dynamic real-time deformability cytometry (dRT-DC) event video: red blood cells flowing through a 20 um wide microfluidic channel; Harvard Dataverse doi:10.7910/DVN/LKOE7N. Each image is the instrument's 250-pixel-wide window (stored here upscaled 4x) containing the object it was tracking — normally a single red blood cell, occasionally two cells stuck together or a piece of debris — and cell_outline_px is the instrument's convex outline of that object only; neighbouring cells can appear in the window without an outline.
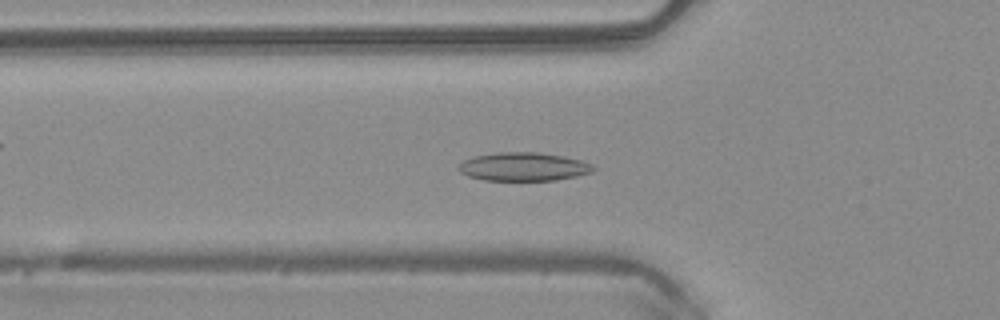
{"species": "common noctule bat (a hibernating species)", "species_latin": "Nyctalus noctula", "temperature_condition": "warm", "stored_images_in_passage": 50, "camera_frame_rate_fps": 3000, "um_per_image_px": 0.085, "animal": {"sex": "male", "body_mass_g": 20.4}, "frame": {"image": 1, "passage_image": 17, "time_ms": 5.333, "image_size_px": [1000, 320], "cell_outline_px": [[596, 168], [592, 172], [576, 176], [556, 180], [484, 180], [468, 176], [460, 172], [456, 168], [464, 160], [476, 156], [500, 152], [540, 152], [564, 156], [580, 160], [592, 164]], "centroid_in_image_um": [44.51, 14.17], "position_along_channel_um": 81.3, "area_um2": 22.31}}
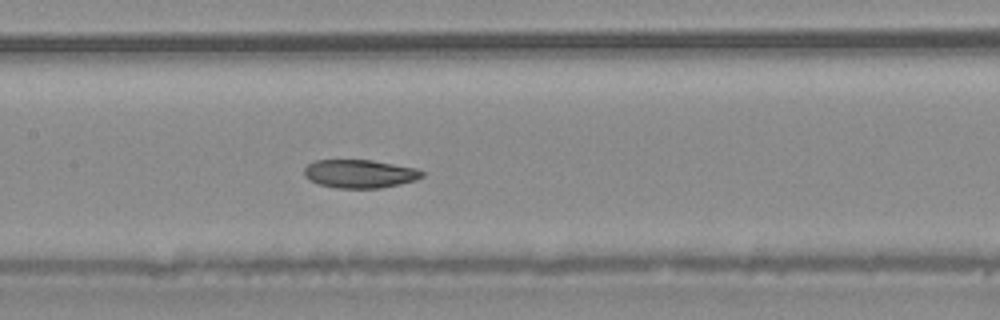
{"frame": {"image": 2, "passage_image": 24, "time_ms": 7.667, "image_size_px": [1000, 320], "cell_outline_px": [[424, 176], [416, 180], [400, 184], [380, 188], [336, 188], [320, 184], [308, 180], [304, 176], [304, 168], [308, 164], [316, 160], [372, 160], [416, 168], [424, 172]], "centroid_in_image_um": [30.58, 14.77], "position_along_channel_um": 176.8, "area_um2": 19.54}}
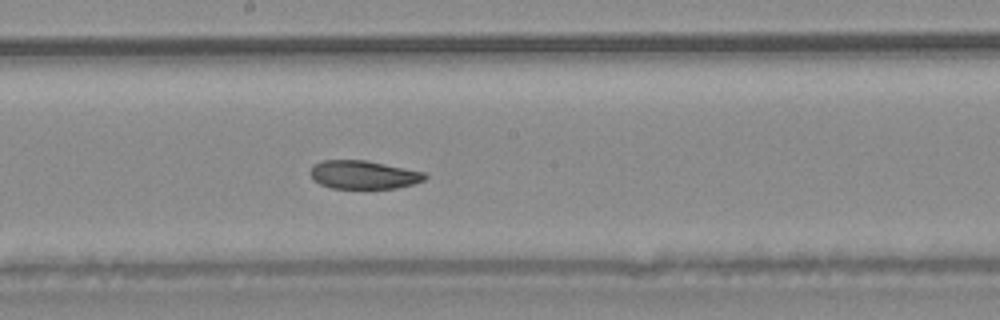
{"frame": {"image": 3, "passage_image": 27, "time_ms": 8.667, "image_size_px": [1000, 320], "cell_outline_px": [[428, 176], [424, 180], [412, 184], [396, 188], [332, 188], [320, 184], [308, 172], [312, 164], [324, 160], [368, 160], [424, 172]], "centroid_in_image_um": [30.88, 14.84], "position_along_channel_um": 217.3, "area_um2": 18.96}, "authors_computed_cell_mechanics": {"area_um2": 22.0507, "velocity_mm_per_s": 4.0618, "shape_relaxation_time_tau1_ms": null, "shape_relaxation_time_tau2_ms": 3.5944, "deformation_change_tau1": null, "deformation_change_tau2": 0.0644}}